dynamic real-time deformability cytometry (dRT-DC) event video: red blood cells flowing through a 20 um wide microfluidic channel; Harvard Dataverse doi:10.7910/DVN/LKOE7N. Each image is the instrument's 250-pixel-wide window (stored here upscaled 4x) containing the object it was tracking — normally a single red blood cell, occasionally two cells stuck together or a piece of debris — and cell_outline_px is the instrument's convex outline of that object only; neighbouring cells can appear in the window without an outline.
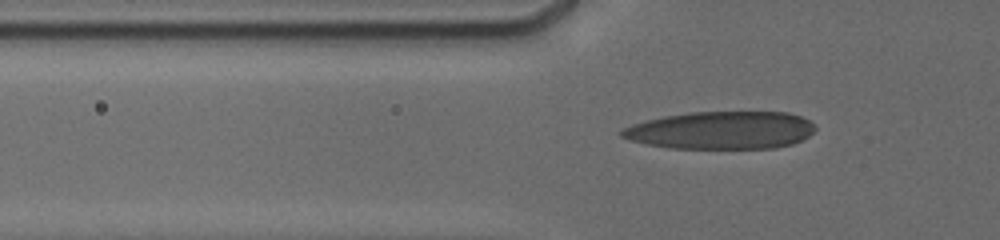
{"species": "human", "species_latin": "Homo sapiens", "temperature_condition": "cold", "stored_images_in_passage": 21, "camera_frame_rate_fps": 3000, "um_per_image_px": 0.085, "donor": {"sex": "male"}, "frame": {"image": 1, "passage_image": 6, "time_ms": 3.333, "image_size_px": [1000, 240], "cell_outline_px": [[816, 128], [808, 136], [792, 144], [776, 148], [668, 148], [648, 144], [632, 140], [620, 136], [620, 132], [624, 128], [632, 124], [664, 116], [692, 112], [788, 112], [800, 116], [808, 120]], "centroid_in_image_um": [61.31, 11.07], "position_along_channel_um": 64.5, "area_um2": 42.25}}
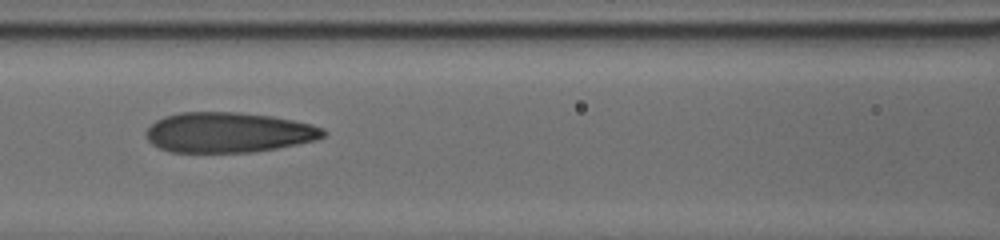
{"frame": {"image": 2, "passage_image": 15, "time_ms": 5.667, "image_size_px": [1000, 240], "cell_outline_px": [[328, 132], [324, 136], [316, 140], [276, 148], [252, 152], [172, 152], [160, 148], [152, 144], [148, 140], [144, 132], [156, 120], [164, 116], [180, 112], [236, 112], [272, 116], [312, 124], [324, 128]], "centroid_in_image_um": [19.42, 11.25], "position_along_channel_um": 147.2, "area_um2": 41.56}}
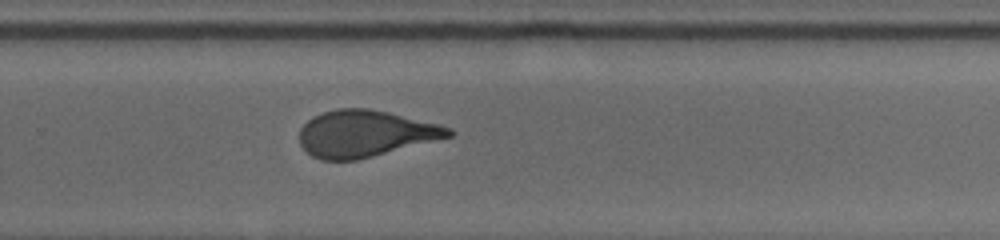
{"frame": {"image": 3, "passage_image": 21, "time_ms": 9.667, "image_size_px": [1000, 240], "cell_outline_px": [[456, 132], [452, 136], [356, 160], [320, 160], [312, 156], [300, 144], [300, 128], [308, 120], [324, 112], [336, 108], [368, 108], [388, 112], [452, 128]], "centroid_in_image_um": [31.02, 11.35], "position_along_channel_um": 298.8, "area_um2": 40.06}}